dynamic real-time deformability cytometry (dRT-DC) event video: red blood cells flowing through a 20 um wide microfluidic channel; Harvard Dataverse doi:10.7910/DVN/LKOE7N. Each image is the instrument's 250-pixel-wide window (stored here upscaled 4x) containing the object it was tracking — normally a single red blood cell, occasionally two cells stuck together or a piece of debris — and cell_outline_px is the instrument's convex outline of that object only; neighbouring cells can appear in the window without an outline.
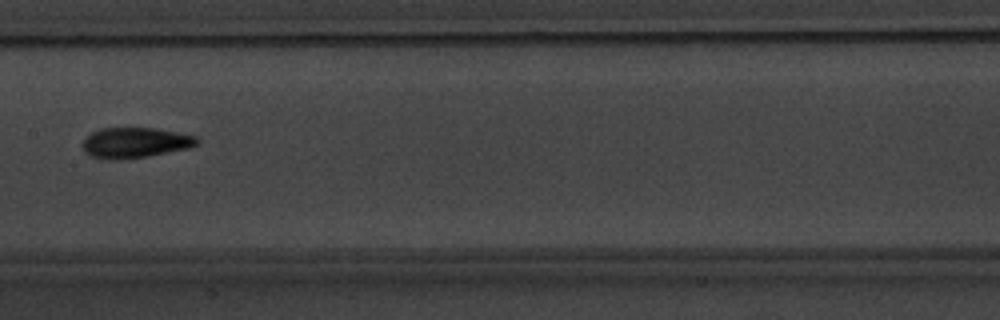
{"species": "common noctule bat (a hibernating species)", "species_latin": "Nyctalus noctula", "temperature_condition": "warm", "stored_images_in_passage": 5, "camera_frame_rate_fps": 3000, "um_per_image_px": 0.085, "animal": {"sex": "male", "body_mass_g": 20.1, "forearm_length_mm": 53.5}, "frame": {"image": 1, "passage_image": 5, "time_ms": 4.667, "image_size_px": [1000, 320], "cell_outline_px": [[200, 144], [192, 148], [148, 156], [112, 160], [108, 160], [92, 156], [84, 152], [80, 144], [92, 132], [100, 128], [152, 128], [176, 132], [196, 136], [200, 140]], "centroid_in_image_um": [11.51, 12.13], "position_along_channel_um": 195.9, "area_um2": 20.46}}